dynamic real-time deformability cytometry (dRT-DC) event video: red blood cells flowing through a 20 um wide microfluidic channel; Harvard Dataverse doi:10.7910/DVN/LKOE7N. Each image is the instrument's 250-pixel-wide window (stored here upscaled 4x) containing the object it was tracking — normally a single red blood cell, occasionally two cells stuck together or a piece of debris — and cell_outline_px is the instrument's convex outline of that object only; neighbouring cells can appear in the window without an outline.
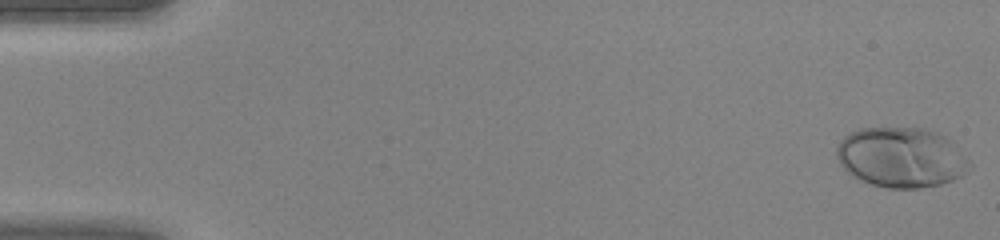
{"species": "human", "species_latin": "Homo sapiens", "temperature_condition": "warm", "stored_images_in_passage": 45, "camera_frame_rate_fps": 3000, "um_per_image_px": 0.085, "donor": {"sex": "female"}, "frame": {"image": 1, "passage_image": 1, "time_ms": 0.0, "image_size_px": [1000, 240], "cell_outline_px": [[972, 164], [968, 172], [964, 176], [940, 184], [920, 188], [888, 188], [872, 184], [852, 176], [840, 164], [836, 156], [836, 148], [840, 140], [848, 132], [860, 128], [924, 128], [936, 132], [952, 140]], "centroid_in_image_um": [76.62, 13.37], "position_along_channel_um": 8.4, "area_um2": 46.88}}
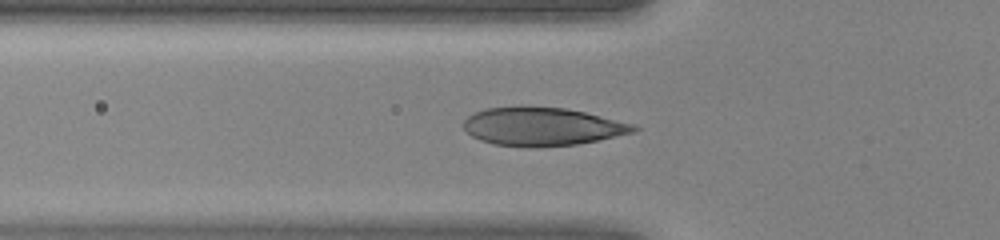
{"frame": {"image": 2, "passage_image": 16, "time_ms": 5.0, "image_size_px": [1000, 240], "cell_outline_px": [[640, 128], [636, 132], [576, 144], [536, 148], [528, 148], [492, 144], [480, 140], [472, 136], [464, 128], [464, 120], [468, 116], [476, 112], [488, 108], [520, 104], [564, 108], [584, 112], [636, 124]], "centroid_in_image_um": [46.07, 10.74], "position_along_channel_um": 79.7, "area_um2": 38.61}}
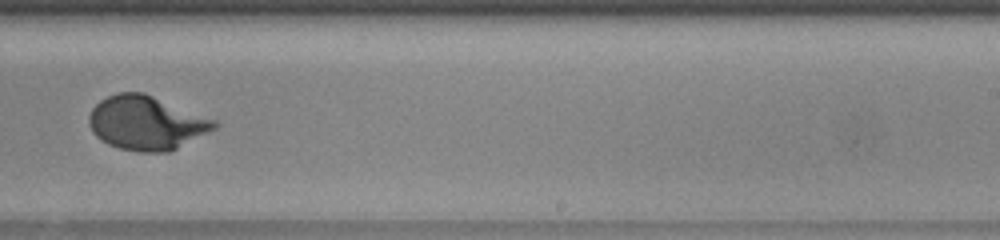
{"frame": {"image": 3, "passage_image": 29, "time_ms": 9.333, "image_size_px": [1000, 240], "cell_outline_px": [[220, 124], [216, 128], [172, 152], [140, 152], [120, 148], [108, 144], [96, 136], [92, 132], [88, 124], [88, 116], [92, 108], [100, 100], [108, 96], [120, 92], [144, 92], [216, 120]], "centroid_in_image_um": [12.45, 10.45], "position_along_channel_um": 276.6, "area_um2": 39.65}}